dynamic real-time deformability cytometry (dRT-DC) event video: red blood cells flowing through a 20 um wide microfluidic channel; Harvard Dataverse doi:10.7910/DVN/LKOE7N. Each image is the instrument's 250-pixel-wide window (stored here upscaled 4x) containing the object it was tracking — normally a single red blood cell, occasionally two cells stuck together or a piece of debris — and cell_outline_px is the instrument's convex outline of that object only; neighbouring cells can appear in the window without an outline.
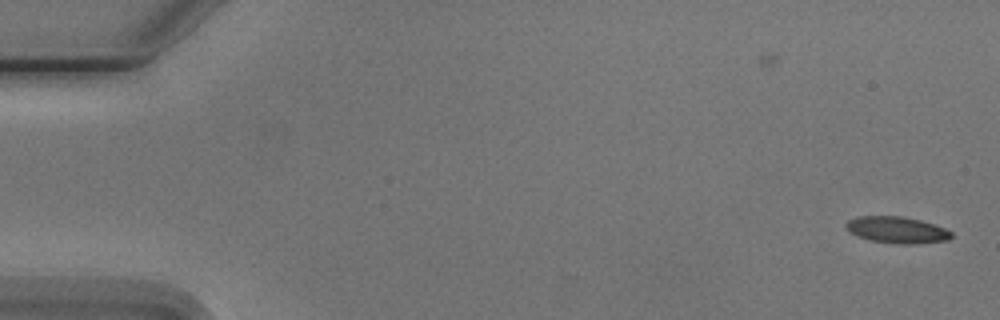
{"species": "Egyptian fruit bat (a non-hibernating species)", "species_latin": "Rousettus aegyptiacus", "temperature_condition": "cold", "stored_images_in_passage": 2, "camera_frame_rate_fps": 3000, "um_per_image_px": 0.085, "animal": {"sex": "male"}, "frame": {"image": 1, "passage_image": 2, "time_ms": 1.333, "image_size_px": [1000, 320], "cell_outline_px": [[952, 236], [948, 240], [912, 244], [900, 244], [868, 240], [852, 232], [844, 224], [848, 220], [856, 216], [904, 216], [920, 220], [944, 228], [952, 232]], "centroid_in_image_um": [76.24, 19.53], "position_along_channel_um": 8.8, "area_um2": 16.13}}